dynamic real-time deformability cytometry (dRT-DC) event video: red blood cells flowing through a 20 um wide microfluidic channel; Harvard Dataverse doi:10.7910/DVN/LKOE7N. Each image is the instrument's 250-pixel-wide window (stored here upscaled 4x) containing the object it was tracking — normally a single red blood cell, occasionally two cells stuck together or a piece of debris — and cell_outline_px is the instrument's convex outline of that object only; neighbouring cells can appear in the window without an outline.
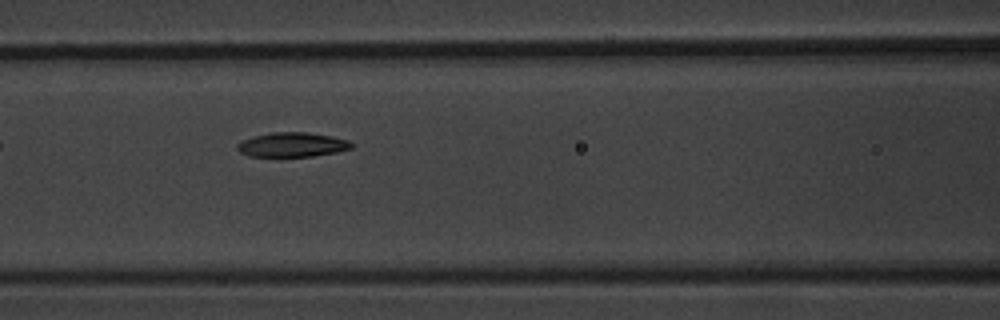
{"species": "common noctule bat (a hibernating species)", "species_latin": "Nyctalus noctula", "temperature_condition": "warm", "stored_images_in_passage": 7, "camera_frame_rate_fps": 3000, "um_per_image_px": 0.085, "animal": {"sex": "male", "body_mass_g": 20.1, "forearm_length_mm": 53.5}, "frame": {"image": 1, "passage_image": 6, "time_ms": 5.667, "image_size_px": [1000, 320], "cell_outline_px": [[352, 148], [336, 152], [312, 156], [248, 156], [240, 152], [236, 148], [236, 144], [240, 140], [252, 136], [272, 132], [308, 132], [332, 136], [348, 140], [352, 144]], "centroid_in_image_um": [24.79, 12.29], "position_along_channel_um": 141.8, "area_um2": 16.36}}
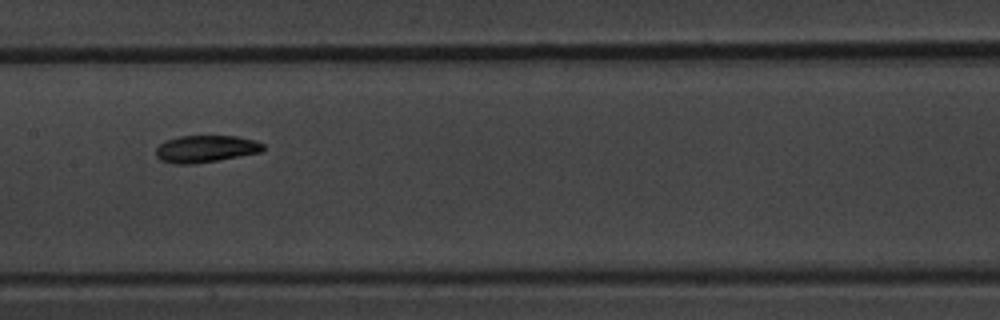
{"frame": {"image": 2, "passage_image": 7, "time_ms": 7.0, "image_size_px": [1000, 320], "cell_outline_px": [[264, 148], [260, 152], [196, 164], [172, 164], [160, 160], [156, 156], [156, 148], [164, 140], [180, 136], [236, 136], [256, 140], [264, 144]], "centroid_in_image_um": [17.45, 12.65], "position_along_channel_um": 189.9, "area_um2": 16.99}}